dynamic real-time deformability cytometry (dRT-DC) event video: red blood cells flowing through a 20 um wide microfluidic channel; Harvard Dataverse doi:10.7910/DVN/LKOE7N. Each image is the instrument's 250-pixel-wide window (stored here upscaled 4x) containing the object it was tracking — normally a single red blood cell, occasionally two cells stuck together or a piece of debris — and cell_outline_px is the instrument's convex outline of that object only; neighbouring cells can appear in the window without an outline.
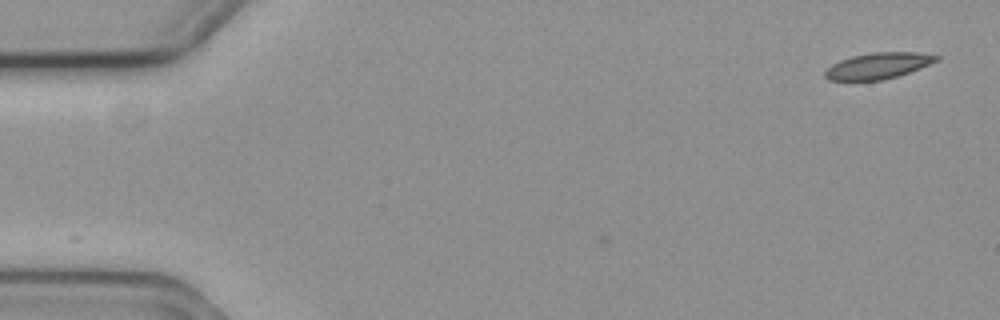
{"species": "common noctule bat (a hibernating species)", "species_latin": "Nyctalus noctula", "temperature_condition": "cold", "stored_images_in_passage": 6, "camera_frame_rate_fps": 3000, "um_per_image_px": 0.085, "animal": {"sex": "female", "body_mass_g": 19.3, "forearm_length_mm": 54.1}, "frame": {"image": 1, "passage_image": 1, "time_ms": 0.0, "image_size_px": [1000, 320], "cell_outline_px": [[940, 60], [920, 68], [884, 80], [828, 80], [824, 76], [824, 72], [832, 64], [840, 60], [852, 56], [872, 52], [916, 52], [940, 56]], "centroid_in_image_um": [74.64, 5.58], "position_along_channel_um": 10.4, "area_um2": 16.88}}
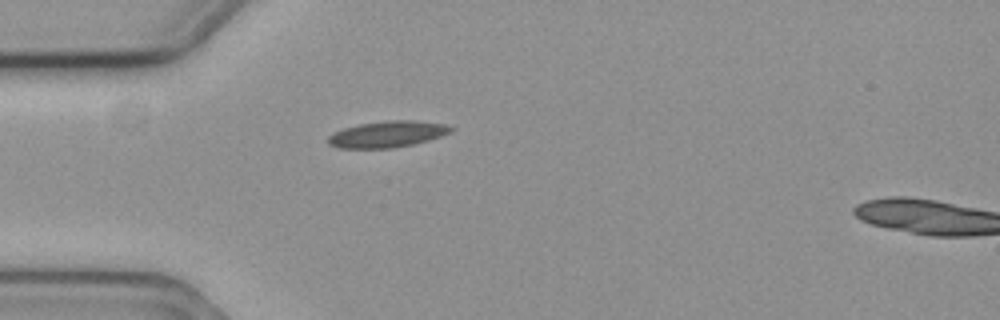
{"frame": {"image": 2, "passage_image": 5, "time_ms": 1.333, "image_size_px": [1000, 320], "cell_outline_px": [[456, 128], [452, 132], [428, 140], [412, 144], [392, 148], [336, 148], [328, 144], [328, 136], [332, 132], [344, 128], [360, 124], [384, 120], [416, 120], [448, 124]], "centroid_in_image_um": [32.94, 11.39], "position_along_channel_um": 52.1, "area_um2": 19.07}}